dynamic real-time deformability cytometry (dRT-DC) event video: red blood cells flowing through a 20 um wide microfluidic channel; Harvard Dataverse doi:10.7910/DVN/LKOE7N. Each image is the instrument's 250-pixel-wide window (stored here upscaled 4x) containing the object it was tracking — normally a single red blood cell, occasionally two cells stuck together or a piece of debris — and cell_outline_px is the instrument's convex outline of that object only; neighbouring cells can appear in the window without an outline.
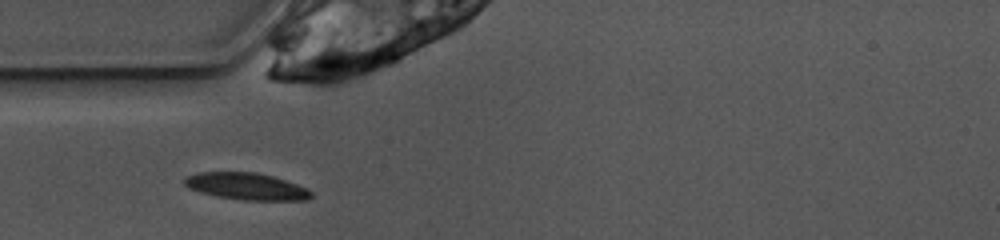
{"species": "common noctule bat (a hibernating species)", "species_latin": "Nyctalus noctula", "temperature_condition": "warm", "stored_images_in_passage": 37, "camera_frame_rate_fps": 3000, "um_per_image_px": 0.085, "animal": {"sex": "female", "body_mass_g": 10.0, "forearm_length_mm": 53.1}, "frame": {"image": 1, "passage_image": 1, "time_ms": 0.0, "image_size_px": [1000, 240], "cell_outline_px": [[312, 196], [308, 200], [244, 200], [216, 196], [200, 192], [188, 188], [184, 184], [184, 180], [188, 176], [196, 172], [256, 172], [272, 176], [308, 188], [312, 192]], "centroid_in_image_um": [20.94, 15.84], "position_along_channel_um": 64.1, "area_um2": 19.83}}
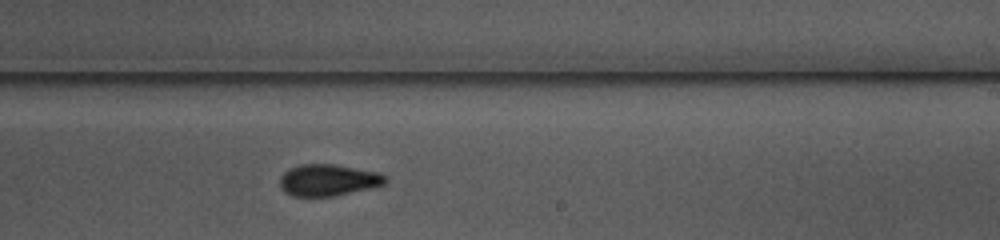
{"frame": {"image": 2, "passage_image": 16, "time_ms": 5.0, "image_size_px": [1000, 240], "cell_outline_px": [[388, 180], [384, 184], [372, 188], [336, 196], [292, 196], [284, 192], [280, 188], [280, 176], [288, 168], [300, 164], [332, 164], [380, 172], [388, 176]], "centroid_in_image_um": [27.91, 15.31], "position_along_channel_um": 261.1, "area_um2": 19.77}}
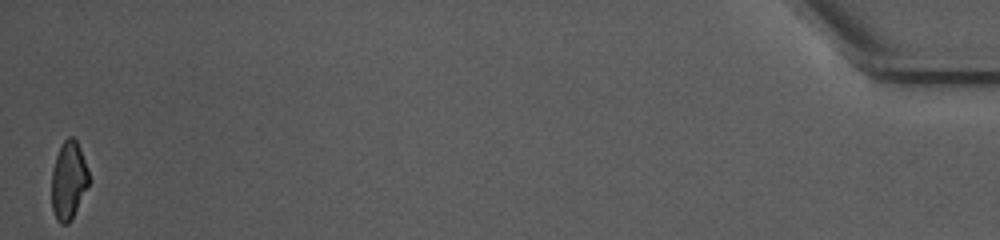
{"frame": {"image": 3, "passage_image": 37, "time_ms": 12.0, "image_size_px": [1000, 240], "cell_outline_px": [[88, 184], [72, 220], [68, 224], [60, 224], [56, 220], [52, 208], [52, 168], [60, 144], [68, 136], [72, 136], [76, 140], [80, 148], [88, 168]], "centroid_in_image_um": [5.81, 15.33], "position_along_channel_um": 429.4, "area_um2": 16.99}, "authors_computed_cell_mechanics": {"area_um2": 19.074, "velocity_mm_per_s": 3.9105, "shape_relaxation_time_tau1_ms": 7.8916, "shape_relaxation_time_tau2_ms": 2.7374, "deformation_change_tau1": 0.197, "deformation_change_tau2": 0.0831}}